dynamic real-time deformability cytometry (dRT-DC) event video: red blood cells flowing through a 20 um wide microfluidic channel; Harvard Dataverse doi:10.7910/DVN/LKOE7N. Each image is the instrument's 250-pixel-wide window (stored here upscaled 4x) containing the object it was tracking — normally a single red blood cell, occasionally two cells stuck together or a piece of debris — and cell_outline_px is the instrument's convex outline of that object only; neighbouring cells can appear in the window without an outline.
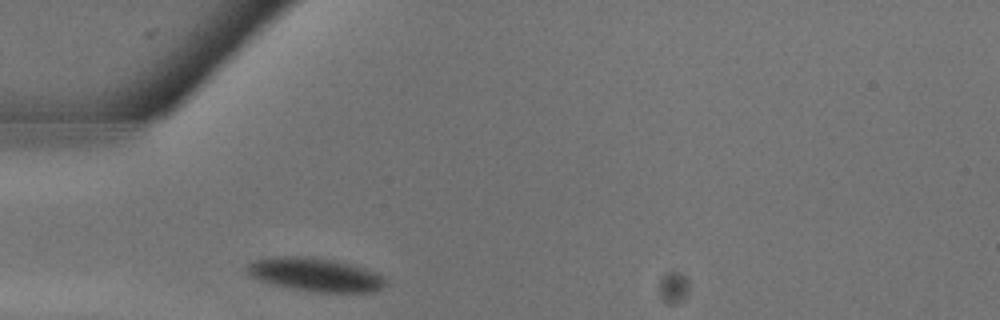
{"species": "common noctule bat (a hibernating species)", "species_latin": "Nyctalus noctula", "temperature_condition": "warm", "stored_images_in_passage": 13, "camera_frame_rate_fps": 3000, "um_per_image_px": 0.085, "animal": {"sex": "male", "body_mass_g": 13.3}, "frame": {"image": 1, "passage_image": 1, "time_ms": 0.0, "image_size_px": [1000, 320], "cell_outline_px": [[388, 284], [376, 292], [324, 292], [296, 288], [276, 284], [260, 280], [252, 276], [244, 268], [248, 264], [256, 260], [272, 256], [308, 256], [332, 260], [364, 268], [376, 272], [384, 276]], "centroid_in_image_um": [26.86, 23.33], "position_along_channel_um": 58.1, "area_um2": 26.7}}
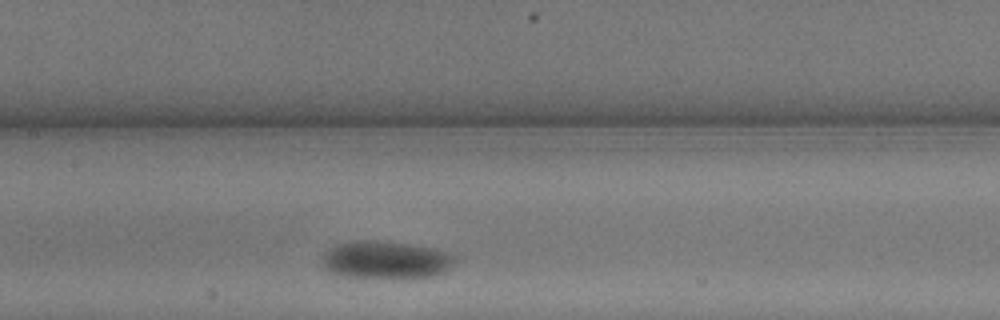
{"frame": {"image": 2, "passage_image": 6, "time_ms": 1.667, "image_size_px": [1000, 320], "cell_outline_px": [[456, 260], [444, 272], [432, 276], [340, 276], [328, 272], [320, 264], [324, 252], [328, 248], [336, 244], [352, 240], [376, 240], [408, 244], [436, 248], [448, 252], [456, 256]], "centroid_in_image_um": [32.72, 22.05], "position_along_channel_um": 174.7, "area_um2": 28.96}}
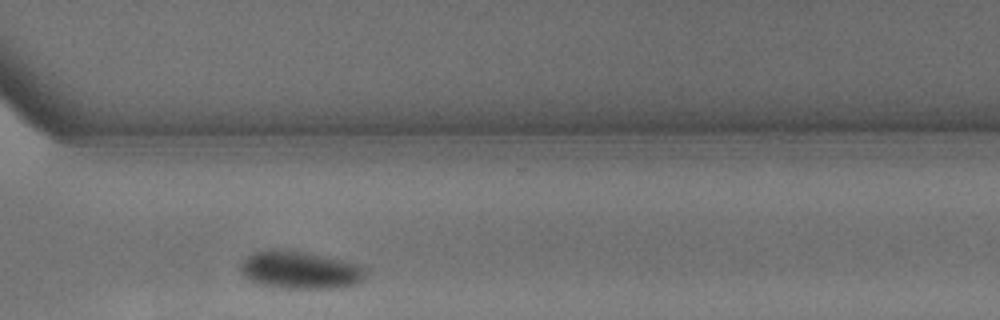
{"frame": {"image": 3, "passage_image": 13, "time_ms": 4.0, "image_size_px": [1000, 320], "cell_outline_px": [[368, 272], [356, 284], [340, 288], [296, 288], [264, 284], [252, 280], [244, 272], [244, 260], [248, 256], [256, 252], [268, 248], [280, 248], [308, 252], [360, 264], [368, 268]], "centroid_in_image_um": [25.64, 22.91], "position_along_channel_um": 345.0, "area_um2": 27.05}}